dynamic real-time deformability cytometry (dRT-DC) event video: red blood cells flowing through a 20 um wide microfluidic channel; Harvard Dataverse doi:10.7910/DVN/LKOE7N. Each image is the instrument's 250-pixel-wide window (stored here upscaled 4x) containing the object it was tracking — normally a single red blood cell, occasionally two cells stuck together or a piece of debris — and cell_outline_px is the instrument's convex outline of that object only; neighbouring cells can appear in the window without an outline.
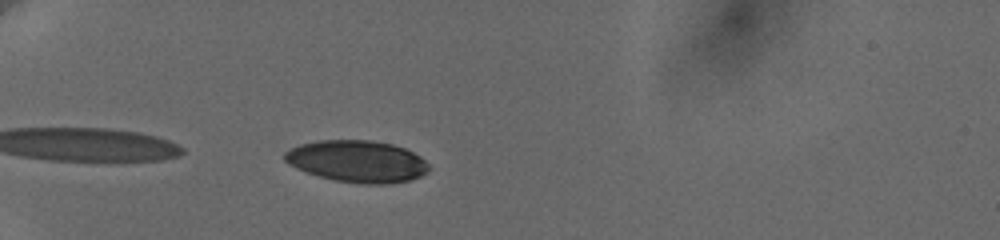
{"species": "human", "species_latin": "Homo sapiens", "temperature_condition": "cold", "stored_images_in_passage": 16, "camera_frame_rate_fps": 3000, "um_per_image_px": 0.085, "donor": {"sex": "female"}, "frame": {"image": 1, "passage_image": 3, "time_ms": 0.667, "image_size_px": [1000, 240], "cell_outline_px": [[428, 172], [412, 180], [384, 184], [364, 184], [336, 180], [320, 176], [296, 168], [288, 164], [284, 160], [284, 152], [300, 144], [316, 140], [372, 140], [392, 144], [404, 148], [420, 156], [428, 164]], "centroid_in_image_um": [30.36, 13.7], "position_along_channel_um": 54.6, "area_um2": 35.08}}
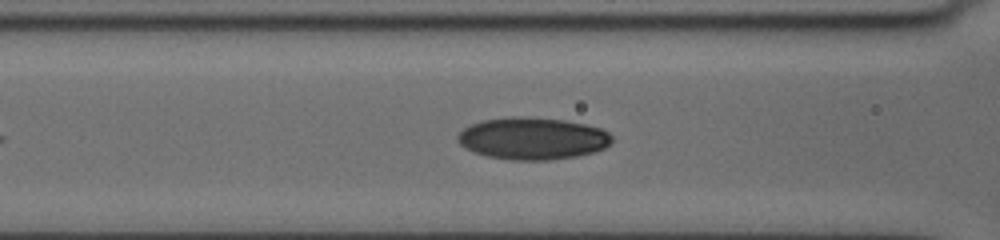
{"frame": {"image": 2, "passage_image": 11, "time_ms": 3.333, "image_size_px": [1000, 240], "cell_outline_px": [[612, 144], [604, 148], [592, 152], [576, 156], [548, 160], [512, 160], [488, 156], [472, 152], [460, 144], [456, 140], [456, 136], [464, 128], [472, 124], [484, 120], [512, 116], [524, 116], [564, 120], [584, 124], [600, 128], [608, 132], [612, 136]], "centroid_in_image_um": [45.26, 11.77], "position_along_channel_um": 121.3, "area_um2": 37.86}}
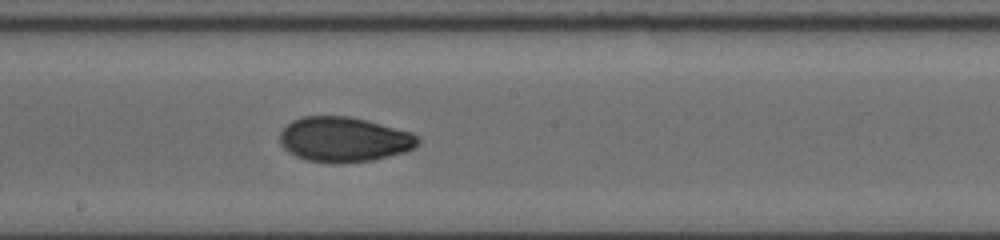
{"frame": {"image": 3, "passage_image": 16, "time_ms": 6.0, "image_size_px": [1000, 240], "cell_outline_px": [[420, 144], [416, 148], [404, 152], [372, 160], [308, 160], [296, 156], [288, 152], [280, 144], [280, 132], [292, 120], [304, 116], [348, 116], [368, 120], [412, 132], [420, 140]], "centroid_in_image_um": [29.27, 11.8], "position_along_channel_um": 218.9, "area_um2": 35.43}}